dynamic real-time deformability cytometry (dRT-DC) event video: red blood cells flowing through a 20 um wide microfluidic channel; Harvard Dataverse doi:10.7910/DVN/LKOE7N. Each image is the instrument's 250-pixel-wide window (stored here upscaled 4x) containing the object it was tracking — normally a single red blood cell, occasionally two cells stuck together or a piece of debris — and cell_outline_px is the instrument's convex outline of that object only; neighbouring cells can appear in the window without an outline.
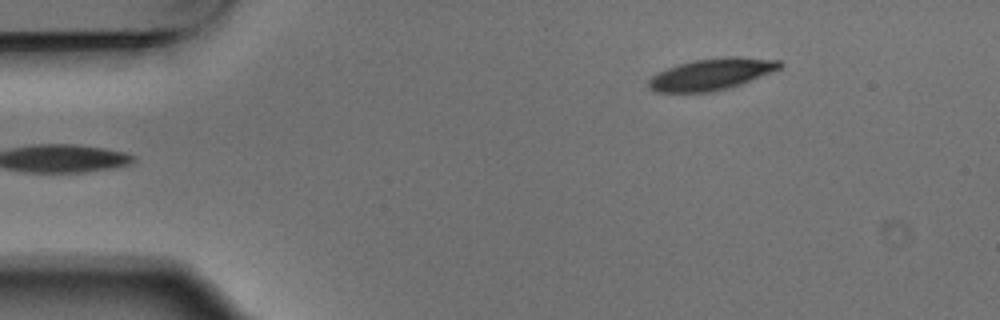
{"species": "Egyptian fruit bat (a non-hibernating species)", "species_latin": "Rousettus aegyptiacus", "temperature_condition": "warm", "stored_images_in_passage": 5, "camera_frame_rate_fps": 3000, "um_per_image_px": 0.085, "animal": {"sex": "male"}, "frame": {"image": 1, "passage_image": 5, "time_ms": 1.333, "image_size_px": [1000, 320], "cell_outline_px": [[784, 64], [780, 68], [740, 84], [728, 88], [712, 92], [656, 92], [648, 88], [648, 80], [652, 76], [668, 68], [680, 64], [696, 60], [728, 56], [736, 56], [780, 60]], "centroid_in_image_um": [60.48, 6.31], "position_along_channel_um": 24.5, "area_um2": 23.81}}